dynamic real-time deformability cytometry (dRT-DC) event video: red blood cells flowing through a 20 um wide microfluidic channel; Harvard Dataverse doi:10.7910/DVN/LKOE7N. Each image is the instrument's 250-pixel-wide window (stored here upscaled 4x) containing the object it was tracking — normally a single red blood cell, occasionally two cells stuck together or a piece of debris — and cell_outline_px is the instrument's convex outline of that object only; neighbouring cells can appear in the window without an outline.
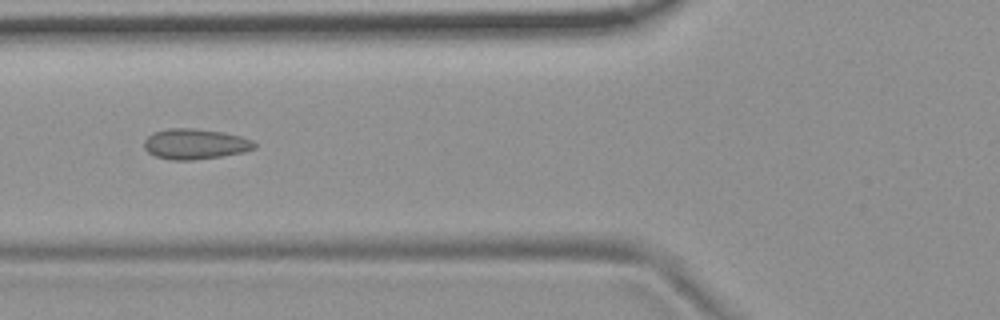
{"species": "common noctule bat (a hibernating species)", "species_latin": "Nyctalus noctula", "temperature_condition": "room temperature", "stored_images_in_passage": 7, "camera_frame_rate_fps": 3000, "um_per_image_px": 0.085, "animal": {"sex": "female", "body_mass_g": 19.9}, "frame": {"image": 1, "passage_image": 6, "time_ms": 5.667, "image_size_px": [1000, 320], "cell_outline_px": [[256, 148], [244, 152], [220, 156], [192, 160], [172, 160], [156, 156], [148, 152], [144, 148], [144, 140], [148, 136], [156, 132], [168, 128], [192, 128], [224, 132], [240, 136], [252, 140], [256, 144]], "centroid_in_image_um": [16.59, 12.24], "position_along_channel_um": 109.2, "area_um2": 19.48}}
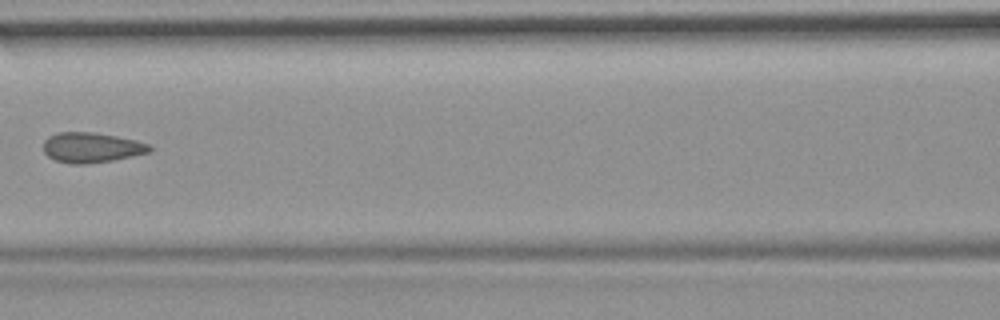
{"frame": {"image": 2, "passage_image": 7, "time_ms": 7.0, "image_size_px": [1000, 320], "cell_outline_px": [[152, 148], [148, 152], [132, 156], [112, 160], [84, 164], [72, 164], [56, 160], [48, 156], [44, 152], [44, 140], [48, 136], [56, 132], [96, 132], [136, 140], [148, 144]], "centroid_in_image_um": [7.74, 12.53], "position_along_channel_um": 158.9, "area_um2": 18.55}}